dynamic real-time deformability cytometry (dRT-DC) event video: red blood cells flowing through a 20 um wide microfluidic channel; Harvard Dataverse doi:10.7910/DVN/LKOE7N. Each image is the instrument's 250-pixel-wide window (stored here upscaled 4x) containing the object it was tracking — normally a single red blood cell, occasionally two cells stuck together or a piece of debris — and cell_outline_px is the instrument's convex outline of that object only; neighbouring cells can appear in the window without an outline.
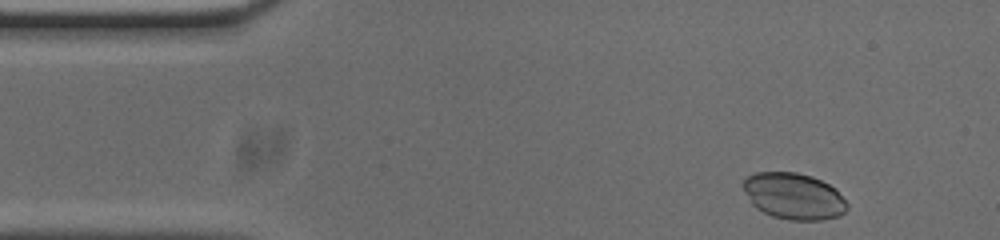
{"species": "common noctule bat (a hibernating species)", "species_latin": "Nyctalus noctula", "temperature_condition": "cold", "stored_images_in_passage": 50, "camera_frame_rate_fps": 3000, "um_per_image_px": 0.085, "animal": {"sex": "male", "body_mass_g": 20.0, "forearm_length_mm": 53.3}, "frame": {"image": 1, "passage_image": 2, "time_ms": 0.333, "image_size_px": [1000, 240], "cell_outline_px": [[848, 208], [840, 216], [820, 220], [788, 220], [772, 216], [756, 208], [752, 204], [740, 184], [748, 176], [756, 172], [796, 172], [812, 176], [836, 188], [848, 204]], "centroid_in_image_um": [67.47, 16.67], "position_along_channel_um": 17.5, "area_um2": 28.26}}
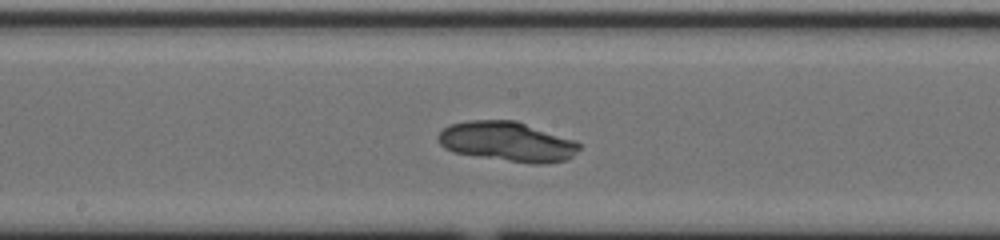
{"frame": {"image": 2, "passage_image": 23, "time_ms": 7.333, "image_size_px": [1000, 240], "cell_outline_px": [[580, 148], [568, 160], [544, 164], [532, 164], [452, 152], [444, 148], [436, 140], [436, 136], [448, 124], [468, 120], [516, 120], [576, 140], [580, 144]], "centroid_in_image_um": [43.11, 12.03], "position_along_channel_um": 205.1, "area_um2": 33.0}}
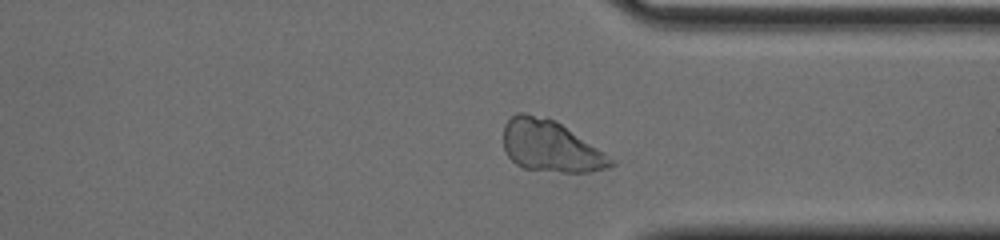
{"frame": {"image": 3, "passage_image": 36, "time_ms": 11.667, "image_size_px": [1000, 240], "cell_outline_px": [[616, 164], [608, 168], [588, 172], [560, 172], [524, 168], [516, 164], [508, 156], [504, 148], [504, 124], [516, 112], [524, 112], [556, 120], [616, 160]], "centroid_in_image_um": [46.81, 12.42], "position_along_channel_um": 364.6, "area_um2": 32.19}}